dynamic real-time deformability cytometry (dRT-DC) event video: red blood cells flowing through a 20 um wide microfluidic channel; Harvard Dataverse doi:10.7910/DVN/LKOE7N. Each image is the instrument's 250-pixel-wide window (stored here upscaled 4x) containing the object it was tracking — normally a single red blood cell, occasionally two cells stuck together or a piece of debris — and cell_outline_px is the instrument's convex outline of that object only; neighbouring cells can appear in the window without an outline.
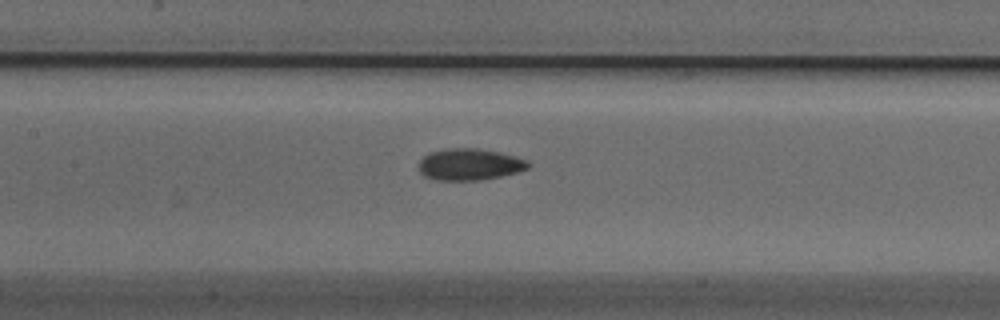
{"species": "Egyptian fruit bat (a non-hibernating species)", "species_latin": "Rousettus aegyptiacus", "temperature_condition": "cold", "stored_images_in_passage": 15, "camera_frame_rate_fps": 3000, "um_per_image_px": 0.085, "animal": {"sex": "male"}, "frame": {"image": 1, "passage_image": 13, "time_ms": 4.0, "image_size_px": [1000, 320], "cell_outline_px": [[532, 164], [528, 168], [516, 172], [500, 176], [480, 180], [436, 180], [424, 176], [420, 172], [416, 164], [424, 156], [432, 152], [444, 148], [476, 148], [500, 152], [528, 160]], "centroid_in_image_um": [39.89, 13.97], "position_along_channel_um": 167.5, "area_um2": 20.29}}